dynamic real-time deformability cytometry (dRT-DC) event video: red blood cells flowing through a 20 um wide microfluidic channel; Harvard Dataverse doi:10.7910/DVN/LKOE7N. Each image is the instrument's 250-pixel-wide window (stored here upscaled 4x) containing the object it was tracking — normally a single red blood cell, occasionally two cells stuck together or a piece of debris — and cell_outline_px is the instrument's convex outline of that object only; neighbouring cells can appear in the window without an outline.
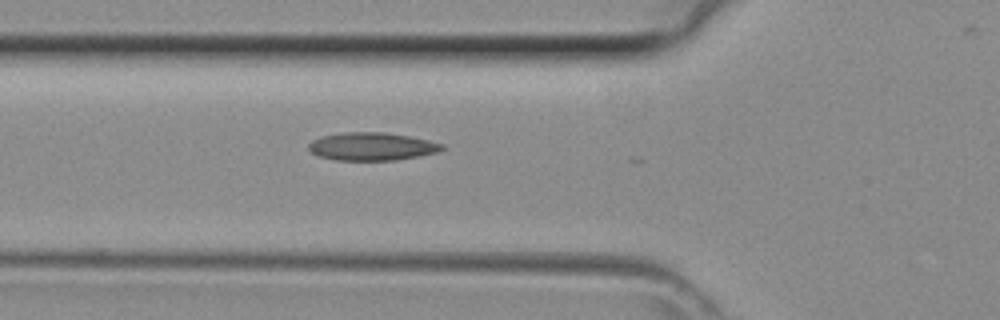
{"species": "common noctule bat (a hibernating species)", "species_latin": "Nyctalus noctula", "temperature_condition": "room temperature", "stored_images_in_passage": 5, "camera_frame_rate_fps": 3000, "um_per_image_px": 0.085, "animal": {"sex": "female", "body_mass_g": 29.2, "forearm_length_mm": 56.3}, "frame": {"image": 1, "passage_image": 2, "time_ms": 0.333, "image_size_px": [1000, 320], "cell_outline_px": [[444, 148], [436, 152], [396, 160], [336, 160], [320, 156], [312, 152], [308, 148], [308, 144], [312, 140], [320, 136], [344, 132], [384, 132], [412, 136], [444, 144]], "centroid_in_image_um": [31.59, 12.43], "position_along_channel_um": 94.2, "area_um2": 21.68}}
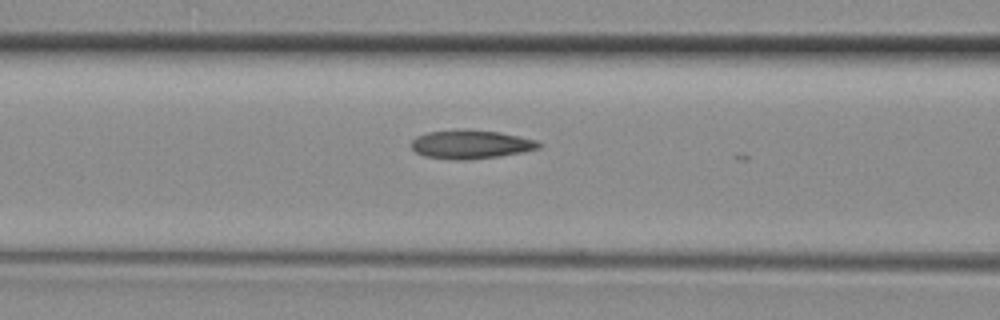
{"frame": {"image": 2, "passage_image": 4, "time_ms": 1.0, "image_size_px": [1000, 320], "cell_outline_px": [[540, 148], [524, 152], [500, 156], [464, 160], [456, 160], [424, 156], [416, 152], [412, 148], [412, 140], [416, 136], [428, 132], [500, 132], [536, 140], [540, 144]], "centroid_in_image_um": [40.04, 12.32], "position_along_channel_um": 126.6, "area_um2": 20.4}}